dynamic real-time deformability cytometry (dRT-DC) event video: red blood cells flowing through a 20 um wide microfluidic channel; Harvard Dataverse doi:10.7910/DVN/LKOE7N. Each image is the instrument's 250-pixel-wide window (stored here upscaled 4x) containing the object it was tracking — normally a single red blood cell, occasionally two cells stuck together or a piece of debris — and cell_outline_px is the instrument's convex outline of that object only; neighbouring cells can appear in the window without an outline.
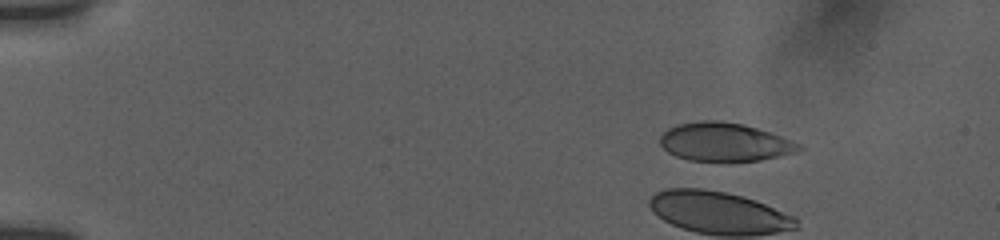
{"species": "human", "species_latin": "Homo sapiens", "temperature_condition": "room temperature", "stored_images_in_passage": 38, "camera_frame_rate_fps": 3000, "um_per_image_px": 0.085, "donor": {"sex": "female"}, "frame": {"image": 1, "passage_image": 2, "time_ms": 0.333, "image_size_px": [1000, 240], "cell_outline_px": [[804, 148], [796, 152], [760, 160], [688, 160], [676, 156], [668, 152], [660, 144], [660, 136], [668, 128], [676, 124], [700, 120], [720, 120], [744, 124], [780, 136], [800, 144]], "centroid_in_image_um": [61.55, 12.05], "position_along_channel_um": 23.4, "area_um2": 30.81}}